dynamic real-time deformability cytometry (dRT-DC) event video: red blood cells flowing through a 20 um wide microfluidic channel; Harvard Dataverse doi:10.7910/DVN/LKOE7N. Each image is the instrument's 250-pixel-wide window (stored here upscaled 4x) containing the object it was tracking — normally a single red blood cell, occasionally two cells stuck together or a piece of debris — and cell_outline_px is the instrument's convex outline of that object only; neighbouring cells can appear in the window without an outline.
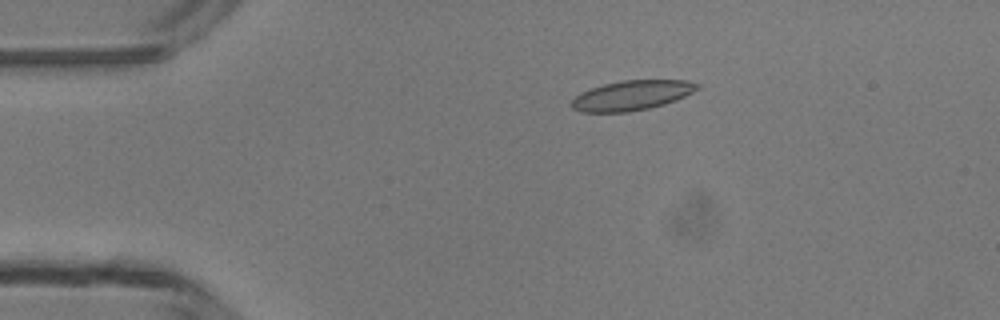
{"species": "common noctule bat (a hibernating species)", "species_latin": "Nyctalus noctula", "temperature_condition": "room temperature", "stored_images_in_passage": 49, "camera_frame_rate_fps": 3000, "um_per_image_px": 0.085, "animal": {"sex": "male", "body_mass_g": 13.3}, "frame": {"image": 1, "passage_image": 10, "time_ms": 3.0, "image_size_px": [1000, 320], "cell_outline_px": [[700, 88], [676, 100], [664, 104], [648, 108], [628, 112], [580, 112], [572, 108], [572, 100], [580, 92], [604, 84], [620, 80], [684, 80], [700, 84]], "centroid_in_image_um": [53.7, 8.1], "position_along_channel_um": 31.3, "area_um2": 21.73}}
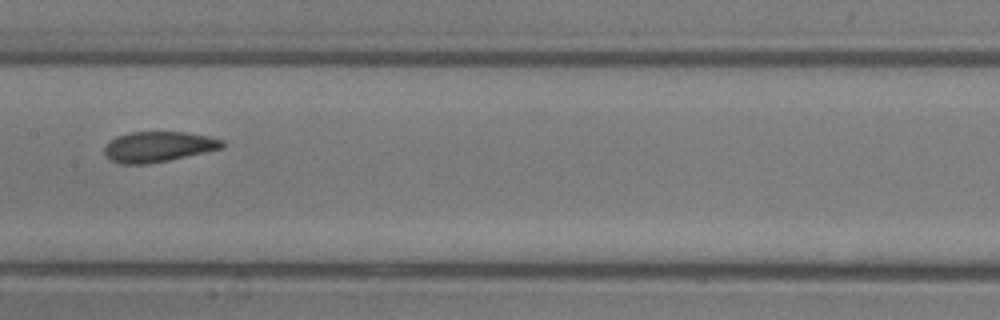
{"frame": {"image": 2, "passage_image": 25, "time_ms": 8.0, "image_size_px": [1000, 320], "cell_outline_px": [[224, 148], [168, 160], [148, 164], [120, 164], [108, 160], [104, 156], [104, 148], [108, 140], [116, 136], [128, 132], [184, 132], [208, 136], [224, 140]], "centroid_in_image_um": [13.4, 12.47], "position_along_channel_um": 194.0, "area_um2": 21.15}}
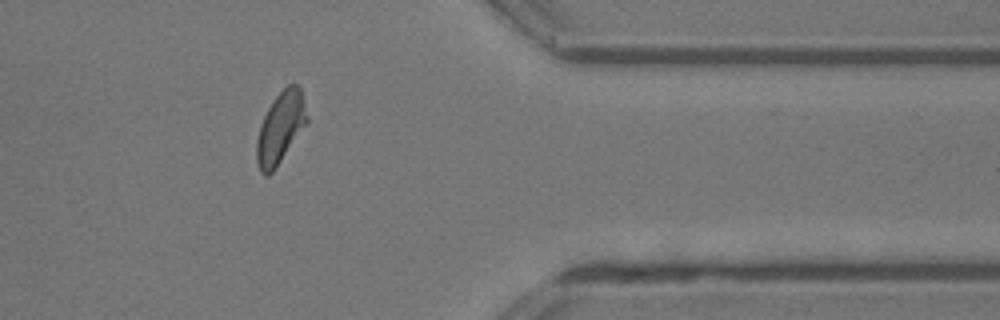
{"frame": {"image": 3, "passage_image": 40, "time_ms": 13.0, "image_size_px": [1000, 320], "cell_outline_px": [[308, 124], [276, 168], [268, 176], [264, 176], [260, 172], [256, 164], [256, 140], [260, 124], [272, 100], [288, 84], [296, 84], [300, 88], [308, 116]], "centroid_in_image_um": [23.83, 10.91], "position_along_channel_um": 387.6, "area_um2": 21.27}, "authors_computed_cell_mechanics": {"area_um2": 20.9814, "velocity_mm_per_s": 4.2635, "shape_relaxation_time_tau1_ms": 5.4896, "shape_relaxation_time_tau2_ms": 1.6323, "deformation_change_tau1": 0.1684, "deformation_change_tau2": 0.0633}}